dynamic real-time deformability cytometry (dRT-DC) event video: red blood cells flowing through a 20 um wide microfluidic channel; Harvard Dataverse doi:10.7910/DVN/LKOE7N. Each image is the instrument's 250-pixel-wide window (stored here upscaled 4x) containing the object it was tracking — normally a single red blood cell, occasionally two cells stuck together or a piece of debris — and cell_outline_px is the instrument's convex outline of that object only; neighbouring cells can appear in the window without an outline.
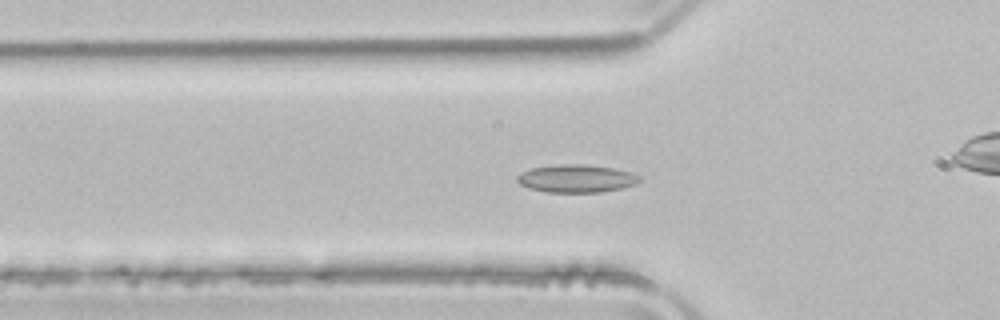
{"species": "common noctule bat (a hibernating species)", "species_latin": "Nyctalus noctula", "temperature_condition": "room temperature", "stored_images_in_passage": 44, "camera_frame_rate_fps": 3000, "um_per_image_px": 0.085, "animal": {"sex": "male", "body_mass_g": 21.5, "forearm_length_mm": 52.0}, "frame": {"image": 1, "passage_image": 15, "time_ms": 4.667, "image_size_px": [1000, 320], "cell_outline_px": [[640, 180], [636, 184], [620, 188], [600, 192], [544, 192], [528, 188], [520, 184], [516, 180], [516, 176], [532, 168], [560, 164], [584, 164], [612, 168], [632, 172], [640, 176]], "centroid_in_image_um": [48.99, 15.18], "position_along_channel_um": 76.8, "area_um2": 19.77}}
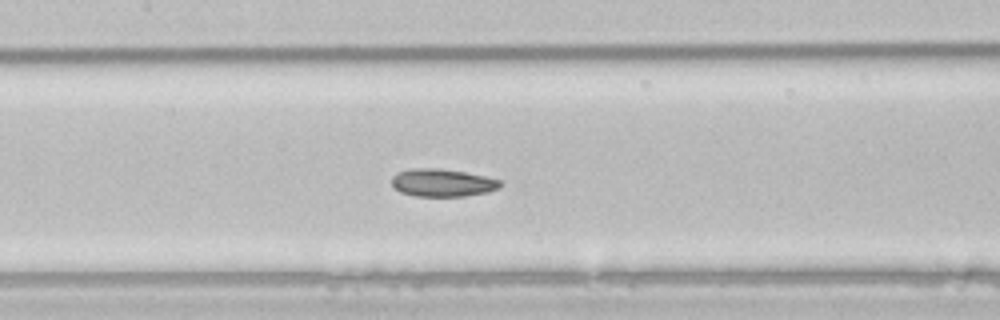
{"frame": {"image": 2, "passage_image": 22, "time_ms": 7.0, "image_size_px": [1000, 320], "cell_outline_px": [[504, 184], [500, 188], [488, 192], [464, 196], [412, 196], [400, 192], [392, 184], [392, 176], [396, 172], [408, 168], [440, 168], [464, 172], [484, 176], [500, 180]], "centroid_in_image_um": [37.6, 15.53], "position_along_channel_um": 169.8, "area_um2": 17.74}}
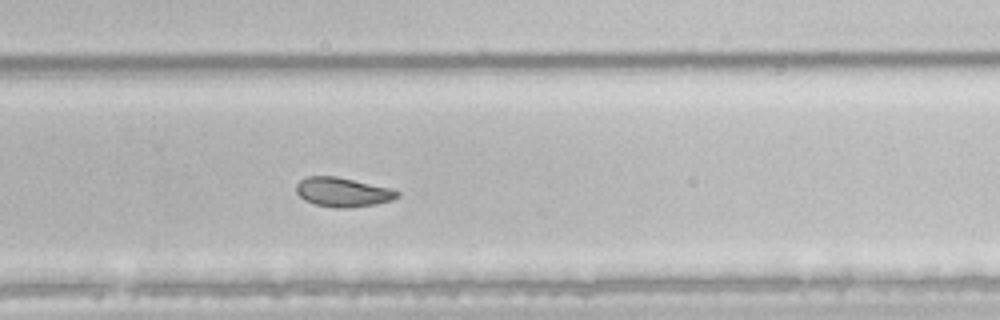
{"frame": {"image": 3, "passage_image": 32, "time_ms": 10.333, "image_size_px": [1000, 320], "cell_outline_px": [[400, 196], [392, 200], [376, 204], [348, 208], [336, 208], [316, 204], [304, 200], [296, 192], [296, 184], [304, 176], [336, 176], [392, 188], [400, 192]], "centroid_in_image_um": [29.14, 16.32], "position_along_channel_um": 300.7, "area_um2": 17.4}, "authors_computed_cell_mechanics": {"area_um2": 19.4497, "velocity_mm_per_s": 3.942, "shape_relaxation_time_tau1_ms": null, "shape_relaxation_time_tau2_ms": 1.9872, "deformation_change_tau1": null, "deformation_change_tau2": 0.0612}}